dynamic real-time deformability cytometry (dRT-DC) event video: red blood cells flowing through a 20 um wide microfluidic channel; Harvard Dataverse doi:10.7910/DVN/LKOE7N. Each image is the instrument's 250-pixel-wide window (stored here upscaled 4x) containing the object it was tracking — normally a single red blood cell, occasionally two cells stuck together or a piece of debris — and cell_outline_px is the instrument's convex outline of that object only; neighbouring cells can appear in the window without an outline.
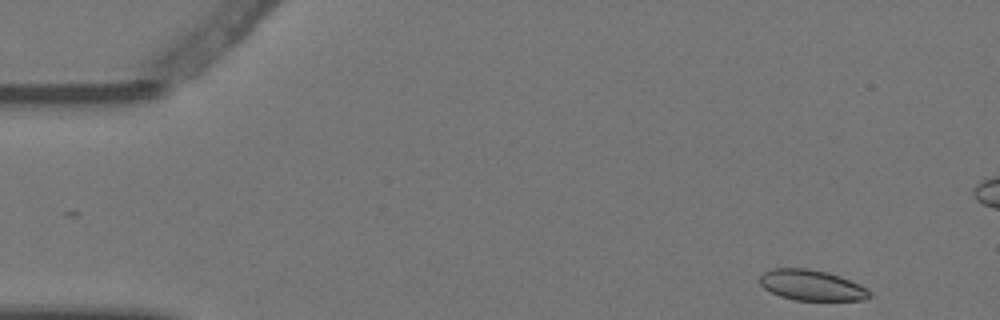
{"species": "Egyptian fruit bat (a non-hibernating species)", "species_latin": "Rousettus aegyptiacus", "temperature_condition": "warm", "stored_images_in_passage": 5, "camera_frame_rate_fps": 3000, "um_per_image_px": 0.085, "animal": {"sex": "female"}, "frame": {"image": 1, "passage_image": 1, "time_ms": 0.0, "image_size_px": [1000, 320], "cell_outline_px": [[872, 296], [864, 300], [796, 300], [780, 296], [764, 288], [760, 284], [760, 276], [764, 272], [772, 268], [808, 268], [828, 272], [840, 276], [860, 284], [868, 288], [872, 292]], "centroid_in_image_um": [69.03, 24.24], "position_along_channel_um": 16.0, "area_um2": 19.71}}